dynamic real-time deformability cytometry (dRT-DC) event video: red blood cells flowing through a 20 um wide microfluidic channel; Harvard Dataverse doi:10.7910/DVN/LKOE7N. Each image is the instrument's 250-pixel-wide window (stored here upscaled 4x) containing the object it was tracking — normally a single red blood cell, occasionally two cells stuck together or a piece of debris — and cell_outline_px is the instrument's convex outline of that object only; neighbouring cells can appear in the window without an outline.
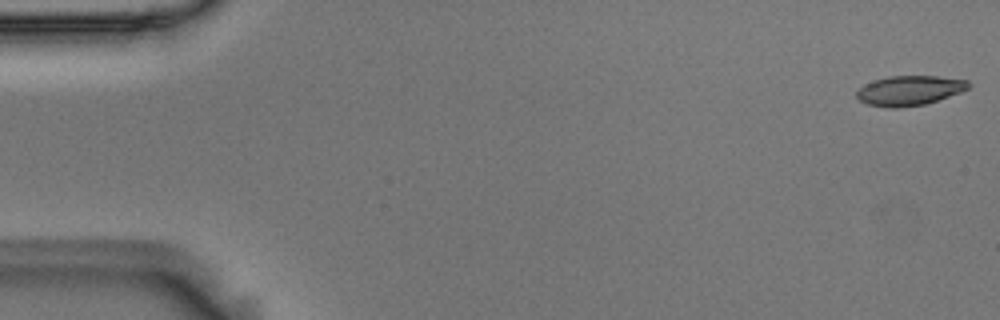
{"species": "Egyptian fruit bat (a non-hibernating species)", "species_latin": "Rousettus aegyptiacus", "temperature_condition": "room temperature", "stored_images_in_passage": 55, "camera_frame_rate_fps": 3000, "um_per_image_px": 0.085, "animal": {"sex": "male"}, "frame": {"image": 1, "passage_image": 1, "time_ms": 0.0, "image_size_px": [1000, 320], "cell_outline_px": [[968, 88], [960, 92], [924, 104], [896, 108], [888, 108], [868, 104], [860, 100], [856, 96], [856, 92], [864, 84], [888, 76], [936, 76], [968, 80]], "centroid_in_image_um": [77.27, 7.69], "position_along_channel_um": 7.7, "area_um2": 19.07}}
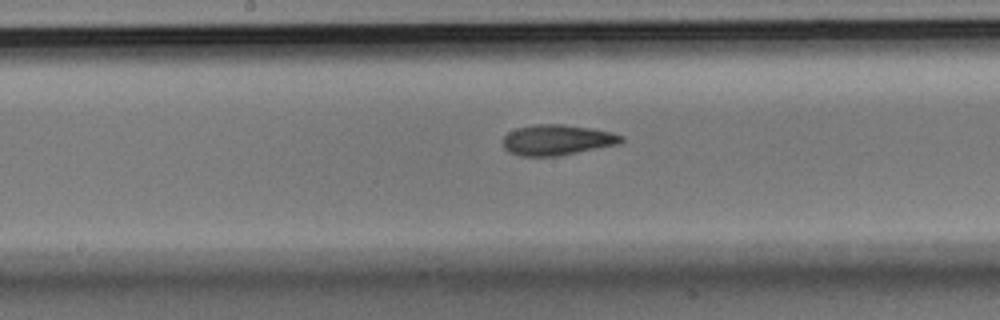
{"frame": {"image": 2, "passage_image": 28, "time_ms": 9.0, "image_size_px": [1000, 320], "cell_outline_px": [[624, 140], [616, 144], [556, 156], [520, 156], [508, 152], [504, 148], [504, 136], [508, 132], [516, 128], [536, 124], [564, 124], [592, 128], [612, 132], [624, 136]], "centroid_in_image_um": [47.33, 11.88], "position_along_channel_um": 200.9, "area_um2": 20.92}}
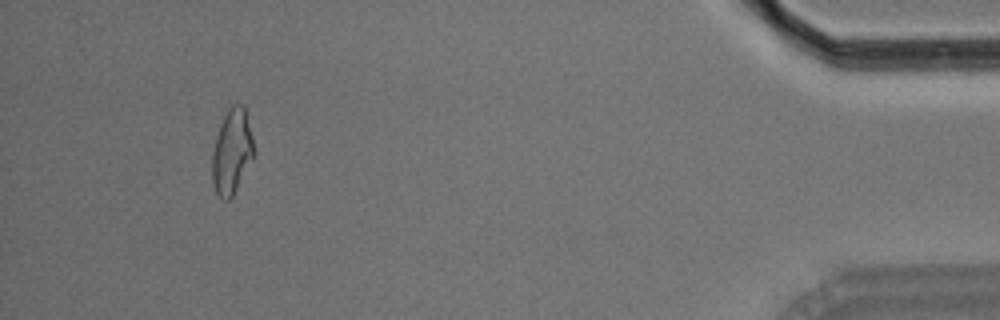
{"frame": {"image": 3, "passage_image": 51, "time_ms": 16.667, "image_size_px": [1000, 320], "cell_outline_px": [[256, 152], [232, 196], [228, 200], [224, 200], [216, 192], [212, 180], [212, 152], [216, 136], [220, 124], [224, 116], [232, 104], [244, 104]], "centroid_in_image_um": [19.71, 12.86], "position_along_channel_um": 415.5, "area_um2": 20.52}, "authors_computed_cell_mechanics": {"area_um2": 20.4612, "velocity_mm_per_s": 3.6761, "shape_relaxation_time_tau1_ms": 5.2459, "shape_relaxation_time_tau2_ms": 2.8712, "deformation_change_tau1": 0.1703, "deformation_change_tau2": 0.1086}}